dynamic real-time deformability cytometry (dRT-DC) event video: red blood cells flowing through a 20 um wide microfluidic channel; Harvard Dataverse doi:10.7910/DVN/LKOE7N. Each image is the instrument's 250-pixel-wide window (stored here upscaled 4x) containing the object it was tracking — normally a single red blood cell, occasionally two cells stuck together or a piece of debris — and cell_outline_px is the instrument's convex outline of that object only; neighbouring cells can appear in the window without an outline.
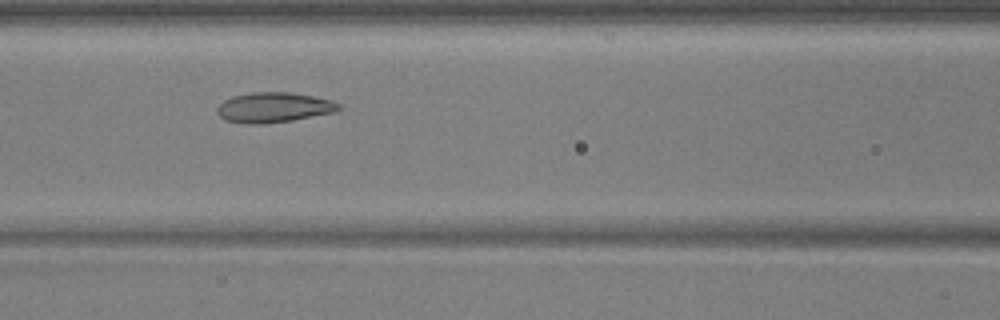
{"species": "common noctule bat (a hibernating species)", "species_latin": "Nyctalus noctula", "temperature_condition": "warm", "stored_images_in_passage": 34, "camera_frame_rate_fps": 3000, "um_per_image_px": 0.085, "animal": {"sex": "male", "body_mass_g": 17.9, "forearm_length_mm": 54.2}, "frame": {"image": 1, "passage_image": 8, "time_ms": 2.333, "image_size_px": [1000, 320], "cell_outline_px": [[340, 108], [336, 112], [292, 120], [264, 124], [244, 124], [224, 120], [216, 112], [216, 108], [224, 100], [232, 96], [252, 92], [292, 92], [332, 100], [340, 104]], "centroid_in_image_um": [23.24, 9.13], "position_along_channel_um": 143.4, "area_um2": 21.5}}
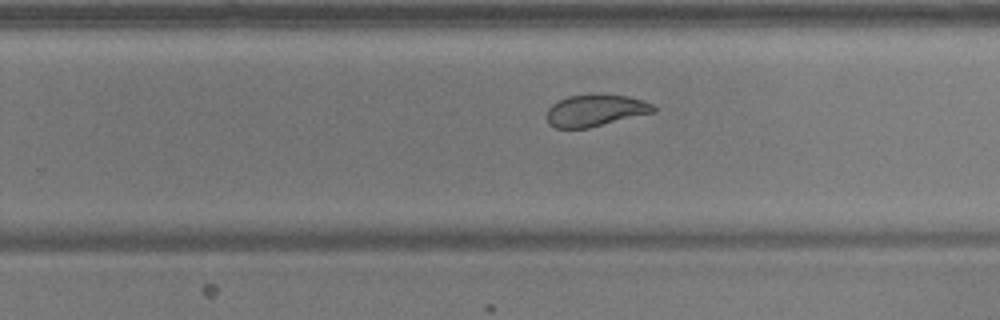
{"frame": {"image": 2, "passage_image": 19, "time_ms": 6.0, "image_size_px": [1000, 320], "cell_outline_px": [[656, 112], [588, 128], [556, 128], [548, 124], [548, 108], [556, 100], [568, 96], [628, 96], [652, 104], [656, 108]], "centroid_in_image_um": [50.59, 9.42], "position_along_channel_um": 279.2, "area_um2": 19.31}}
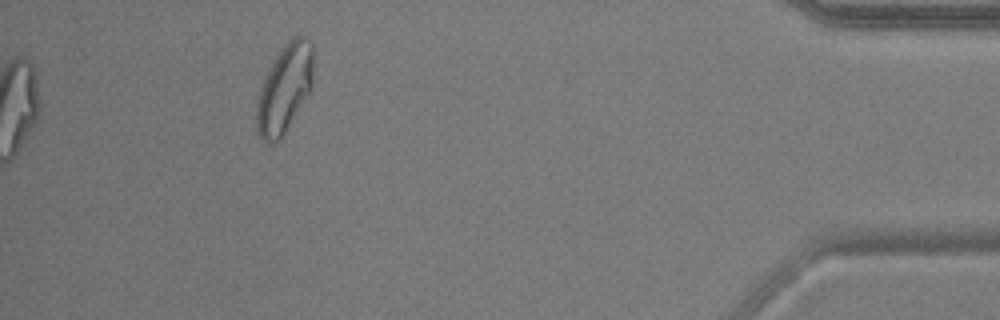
{"frame": {"image": 3, "passage_image": 34, "time_ms": 11.0, "image_size_px": [1000, 320], "cell_outline_px": [[312, 88], [280, 140], [272, 144], [268, 144], [256, 132], [256, 104], [264, 80], [272, 60], [288, 40], [292, 36], [304, 36], [312, 40]], "centroid_in_image_um": [24.18, 7.54], "position_along_channel_um": 411.0, "area_um2": 29.13}, "authors_computed_cell_mechanics": {"area_um2": 21.2993, "velocity_mm_per_s": 3.7171, "shape_relaxation_time_tau1_ms": 3.194, "shape_relaxation_time_tau2_ms": 1.1886, "deformation_change_tau1": 0.1126, "deformation_change_tau2": 0.0697}}